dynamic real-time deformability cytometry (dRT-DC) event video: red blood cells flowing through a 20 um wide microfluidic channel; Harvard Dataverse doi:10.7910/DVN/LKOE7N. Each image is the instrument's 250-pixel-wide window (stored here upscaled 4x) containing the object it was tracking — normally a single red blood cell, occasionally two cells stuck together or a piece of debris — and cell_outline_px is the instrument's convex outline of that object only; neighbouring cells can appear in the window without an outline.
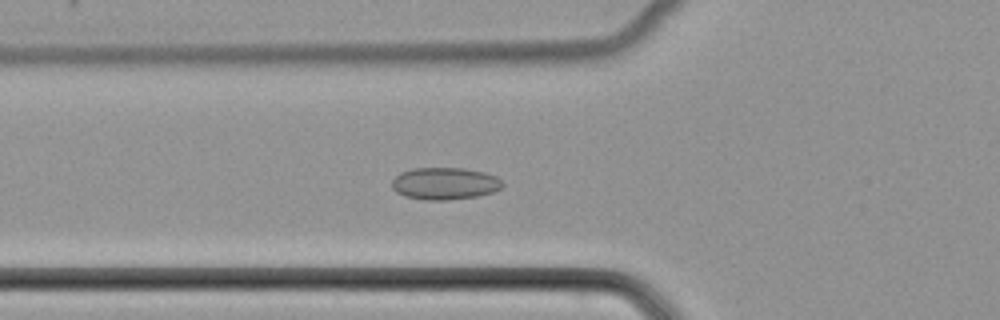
{"species": "common noctule bat (a hibernating species)", "species_latin": "Nyctalus noctula", "temperature_condition": "cold", "stored_images_in_passage": 50, "camera_frame_rate_fps": 3000, "um_per_image_px": 0.085, "animal": {"sex": "female", "body_mass_g": 22.7, "forearm_length_mm": 54.2}, "frame": {"image": 1, "passage_image": 17, "time_ms": 5.333, "image_size_px": [1000, 320], "cell_outline_px": [[504, 184], [500, 188], [492, 192], [476, 196], [448, 200], [424, 200], [404, 196], [396, 192], [392, 188], [392, 180], [400, 172], [412, 168], [464, 168], [484, 172], [496, 176]], "centroid_in_image_um": [37.77, 15.59], "position_along_channel_um": 88.0, "area_um2": 20.75}}
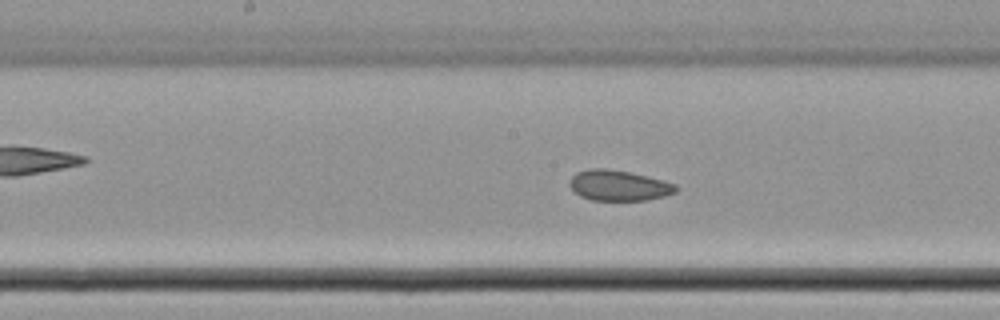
{"frame": {"image": 2, "passage_image": 25, "time_ms": 8.0, "image_size_px": [1000, 320], "cell_outline_px": [[680, 188], [676, 192], [664, 196], [644, 200], [592, 200], [580, 196], [568, 184], [568, 180], [576, 172], [588, 168], [608, 168], [632, 172], [664, 180], [676, 184]], "centroid_in_image_um": [52.6, 15.74], "position_along_channel_um": 195.6, "area_um2": 19.19}}
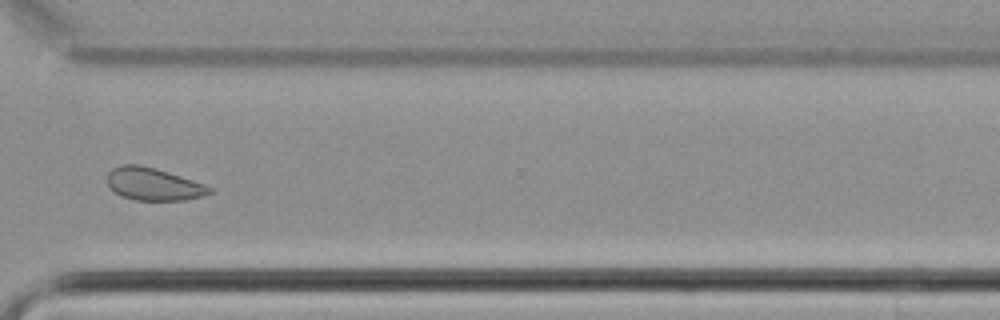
{"frame": {"image": 3, "passage_image": 37, "time_ms": 12.0, "image_size_px": [1000, 320], "cell_outline_px": [[212, 192], [204, 196], [188, 200], [136, 200], [120, 196], [108, 184], [108, 172], [112, 168], [120, 164], [140, 164], [156, 168], [204, 184], [212, 188]], "centroid_in_image_um": [13.04, 15.64], "position_along_channel_um": 357.6, "area_um2": 19.42}}